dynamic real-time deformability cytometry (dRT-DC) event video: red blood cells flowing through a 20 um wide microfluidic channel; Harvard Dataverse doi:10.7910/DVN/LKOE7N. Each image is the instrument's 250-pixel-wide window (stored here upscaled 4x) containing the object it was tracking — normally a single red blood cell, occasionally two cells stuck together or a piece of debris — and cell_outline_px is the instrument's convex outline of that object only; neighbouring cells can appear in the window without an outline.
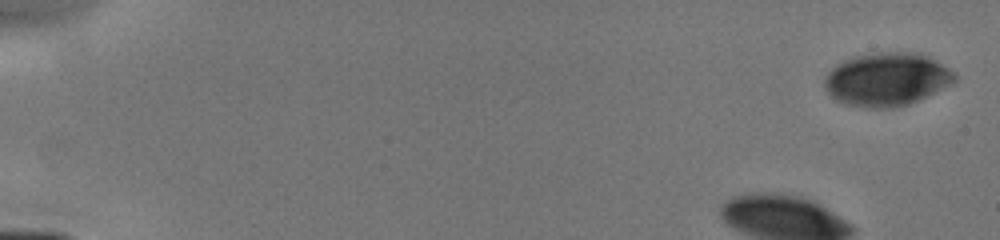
{"species": "human", "species_latin": "Homo sapiens", "temperature_condition": "cold", "stored_images_in_passage": 12, "camera_frame_rate_fps": 3000, "um_per_image_px": 0.085, "donor": {"sex": "male"}, "frame": {"image": 1, "passage_image": 1, "time_ms": 0.0, "image_size_px": [1000, 240], "cell_outline_px": [[956, 80], [908, 104], [892, 108], [868, 108], [844, 104], [836, 100], [824, 88], [824, 80], [828, 72], [836, 64], [856, 56], [880, 52], [912, 52], [924, 56], [956, 72]], "centroid_in_image_um": [75.31, 6.75], "position_along_channel_um": 9.7, "area_um2": 39.65}}
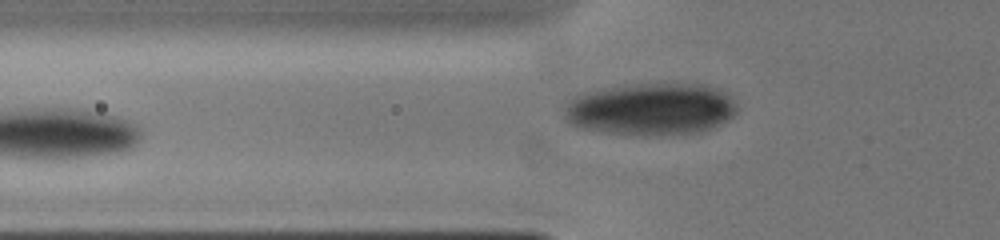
{"frame": {"image": 2, "passage_image": 12, "time_ms": 5.667, "image_size_px": [1000, 240], "cell_outline_px": [[736, 112], [728, 120], [712, 128], [700, 132], [608, 132], [584, 128], [572, 124], [564, 116], [568, 104], [576, 96], [584, 92], [624, 84], [708, 84], [720, 88], [732, 96], [736, 104]], "centroid_in_image_um": [55.41, 9.21], "position_along_channel_um": 70.4, "area_um2": 51.33}}